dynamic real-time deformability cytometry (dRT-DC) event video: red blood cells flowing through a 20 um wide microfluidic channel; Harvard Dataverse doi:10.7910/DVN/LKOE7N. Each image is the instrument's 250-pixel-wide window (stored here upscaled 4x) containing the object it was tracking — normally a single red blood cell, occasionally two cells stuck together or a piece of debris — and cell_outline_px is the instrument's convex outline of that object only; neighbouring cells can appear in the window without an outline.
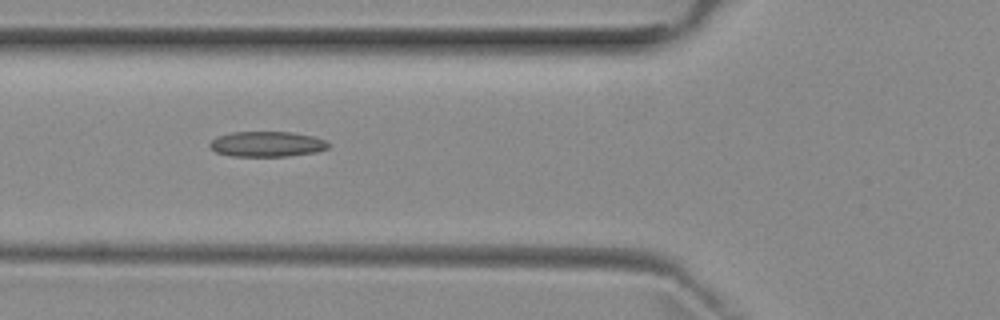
{"species": "common noctule bat (a hibernating species)", "species_latin": "Nyctalus noctula", "temperature_condition": "room temperature", "stored_images_in_passage": 6, "camera_frame_rate_fps": 3000, "um_per_image_px": 0.085, "animal": {"sex": "female", "body_mass_g": 29.2, "forearm_length_mm": 56.3}, "frame": {"image": 1, "passage_image": 5, "time_ms": 4.333, "image_size_px": [1000, 320], "cell_outline_px": [[328, 148], [316, 152], [288, 156], [228, 156], [216, 152], [208, 144], [216, 136], [232, 132], [292, 132], [316, 136], [324, 140], [328, 144]], "centroid_in_image_um": [22.68, 12.24], "position_along_channel_um": 103.1, "area_um2": 17.57}}
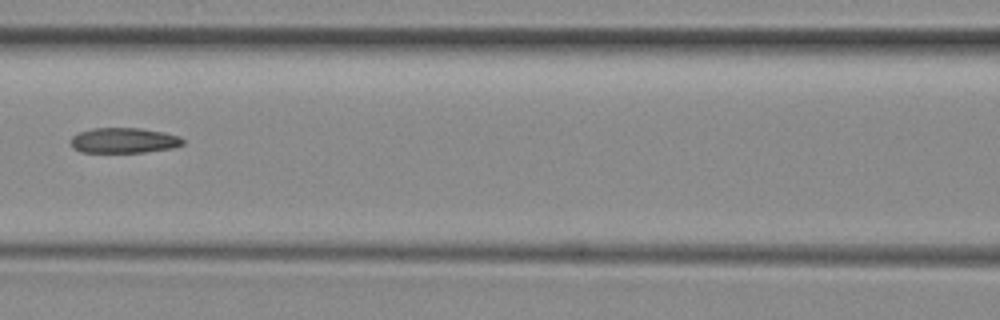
{"frame": {"image": 2, "passage_image": 6, "time_ms": 5.667, "image_size_px": [1000, 320], "cell_outline_px": [[184, 144], [172, 148], [144, 152], [80, 152], [72, 148], [72, 136], [80, 132], [92, 128], [140, 128], [164, 132], [180, 136], [184, 140]], "centroid_in_image_um": [10.55, 11.93], "position_along_channel_um": 156.1, "area_um2": 16.53}}